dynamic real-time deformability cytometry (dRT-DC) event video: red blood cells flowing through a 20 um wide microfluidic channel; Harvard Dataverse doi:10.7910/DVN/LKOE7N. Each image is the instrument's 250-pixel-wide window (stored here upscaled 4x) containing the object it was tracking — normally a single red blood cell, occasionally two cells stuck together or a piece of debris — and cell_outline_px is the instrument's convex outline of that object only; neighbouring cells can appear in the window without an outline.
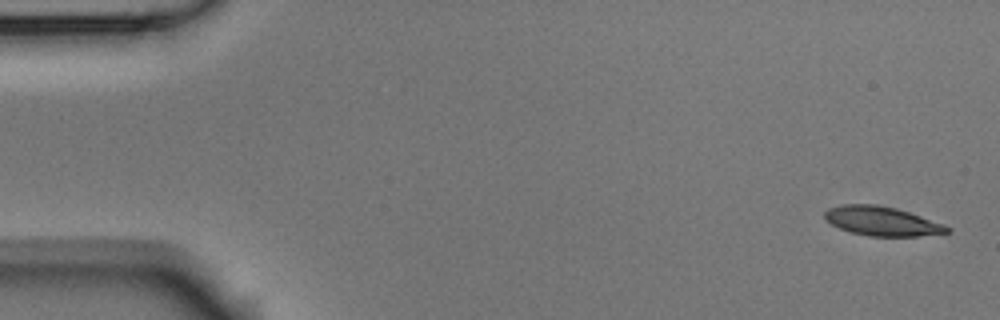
{"species": "Egyptian fruit bat (a non-hibernating species)", "species_latin": "Rousettus aegyptiacus", "temperature_condition": "room temperature", "stored_images_in_passage": 5, "camera_frame_rate_fps": 3000, "um_per_image_px": 0.085, "animal": {"sex": "male"}, "frame": {"image": 1, "passage_image": 1, "time_ms": 0.0, "image_size_px": [1000, 320], "cell_outline_px": [[952, 228], [948, 232], [916, 236], [868, 236], [852, 232], [840, 228], [832, 224], [824, 216], [824, 212], [828, 208], [840, 204], [876, 204], [896, 208], [944, 224]], "centroid_in_image_um": [74.94, 18.78], "position_along_channel_um": 10.1, "area_um2": 20.63}}
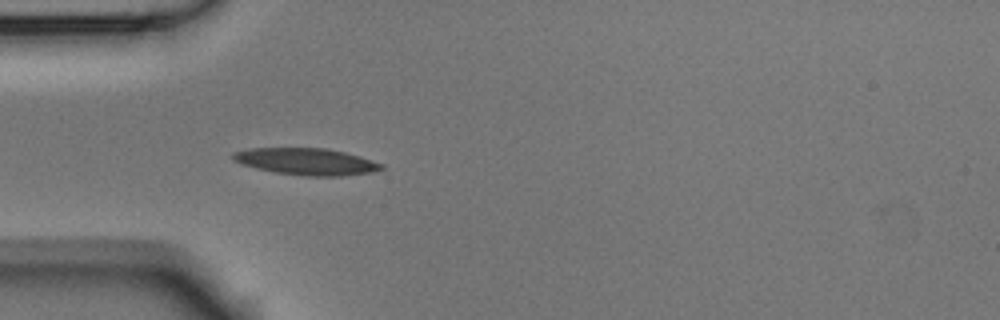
{"frame": {"image": 2, "passage_image": 5, "time_ms": 1.333, "image_size_px": [1000, 320], "cell_outline_px": [[384, 168], [372, 172], [340, 176], [304, 176], [276, 172], [256, 168], [244, 164], [236, 160], [232, 156], [232, 152], [252, 148], [328, 148], [360, 156], [384, 164]], "centroid_in_image_um": [26.09, 13.73], "position_along_channel_um": 58.9, "area_um2": 23.0}}